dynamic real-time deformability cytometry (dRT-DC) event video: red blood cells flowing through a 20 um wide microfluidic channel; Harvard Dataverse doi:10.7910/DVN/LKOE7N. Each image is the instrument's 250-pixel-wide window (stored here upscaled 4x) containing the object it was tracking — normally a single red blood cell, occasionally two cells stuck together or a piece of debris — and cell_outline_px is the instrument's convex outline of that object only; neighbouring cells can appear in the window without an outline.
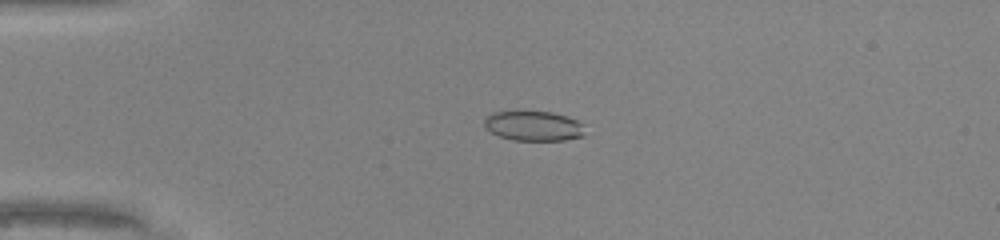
{"species": "common noctule bat (a hibernating species)", "species_latin": "Nyctalus noctula", "temperature_condition": "warm", "stored_images_in_passage": 49, "camera_frame_rate_fps": 3000, "um_per_image_px": 0.085, "animal": {"sex": "male", "body_mass_g": 20.0, "forearm_length_mm": 53.3}, "frame": {"image": 1, "passage_image": 13, "time_ms": 4.0, "image_size_px": [1000, 240], "cell_outline_px": [[584, 136], [564, 140], [512, 140], [500, 136], [492, 132], [484, 124], [484, 120], [492, 112], [552, 112], [568, 116], [584, 124]], "centroid_in_image_um": [45.4, 10.71], "position_along_channel_um": 39.6, "area_um2": 17.34}}
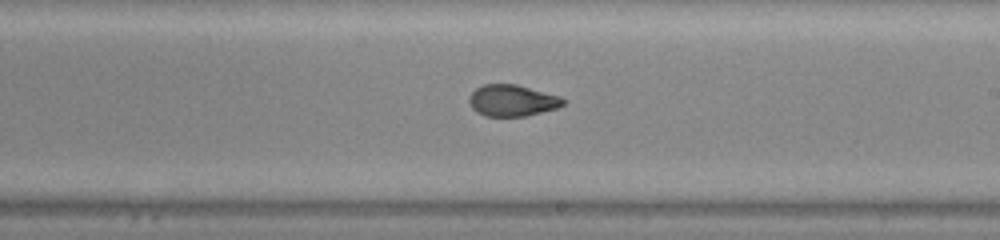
{"frame": {"image": 2, "passage_image": 30, "time_ms": 9.667, "image_size_px": [1000, 240], "cell_outline_px": [[564, 104], [556, 108], [524, 116], [484, 116], [476, 112], [472, 108], [468, 100], [472, 92], [476, 88], [484, 84], [516, 84], [560, 96], [564, 100]], "centroid_in_image_um": [43.5, 8.54], "position_along_channel_um": 245.5, "area_um2": 17.11}}
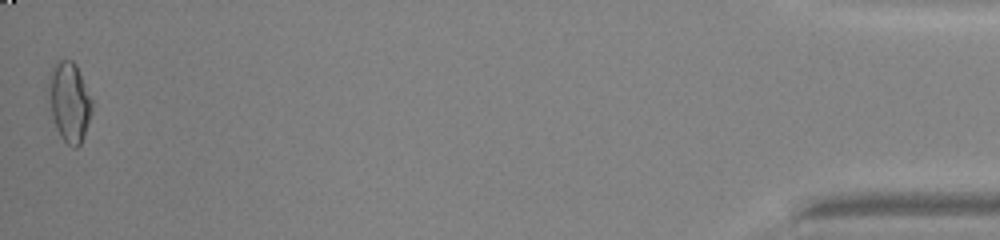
{"frame": {"image": 3, "passage_image": 49, "time_ms": 16.0, "image_size_px": [1000, 240], "cell_outline_px": [[92, 112], [84, 136], [80, 144], [76, 148], [68, 144], [60, 136], [56, 128], [52, 116], [48, 88], [48, 84], [52, 72], [56, 64], [60, 60], [72, 60], [76, 64], [92, 100]], "centroid_in_image_um": [5.92, 8.69], "position_along_channel_um": 429.3, "area_um2": 19.77}, "authors_computed_cell_mechanics": {"area_um2": 18.3226, "velocity_mm_per_s": 4.3189, "shape_relaxation_time_tau1_ms": null, "shape_relaxation_time_tau2_ms": 0.8817, "deformation_change_tau1": null, "deformation_change_tau2": 0.0554}}